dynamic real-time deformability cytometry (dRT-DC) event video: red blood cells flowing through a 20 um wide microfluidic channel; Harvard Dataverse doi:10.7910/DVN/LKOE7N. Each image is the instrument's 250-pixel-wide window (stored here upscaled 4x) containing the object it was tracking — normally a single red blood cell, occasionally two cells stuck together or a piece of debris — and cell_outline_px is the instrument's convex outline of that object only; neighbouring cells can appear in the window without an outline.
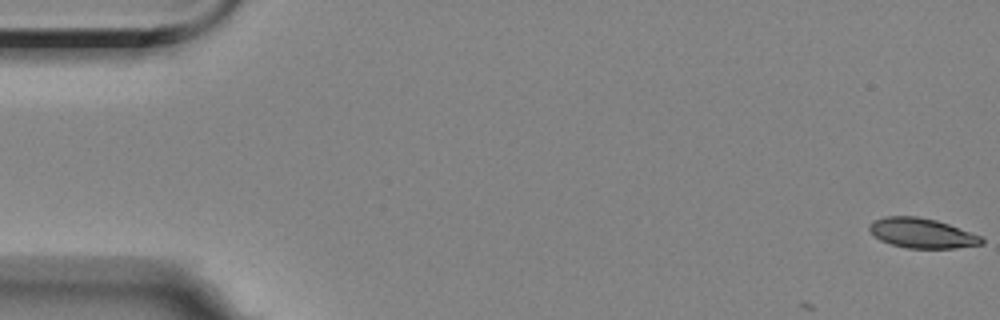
{"species": "Egyptian fruit bat (a non-hibernating species)", "species_latin": "Rousettus aegyptiacus", "temperature_condition": "room temperature", "stored_images_in_passage": 5, "camera_frame_rate_fps": 3000, "um_per_image_px": 0.085, "animal": {"sex": "female"}, "frame": {"image": 1, "passage_image": 1, "time_ms": 0.0, "image_size_px": [1000, 320], "cell_outline_px": [[984, 244], [956, 248], [908, 248], [892, 244], [880, 240], [868, 228], [868, 224], [872, 220], [884, 216], [916, 216], [936, 220], [984, 236]], "centroid_in_image_um": [78.39, 19.81], "position_along_channel_um": 6.6, "area_um2": 19.65}}
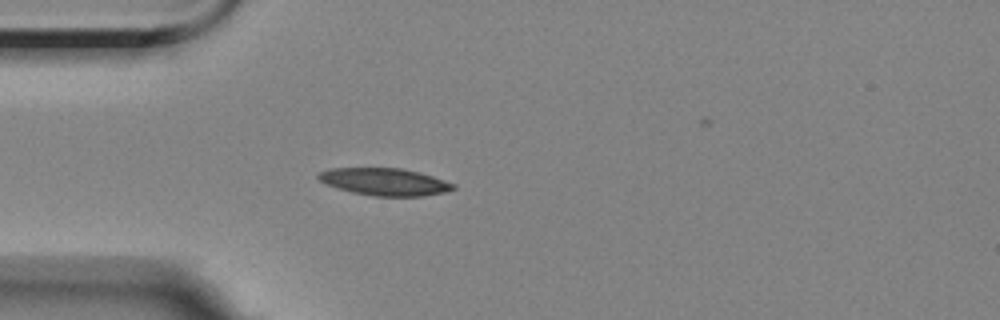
{"frame": {"image": 2, "passage_image": 5, "time_ms": 5.0, "image_size_px": [1000, 320], "cell_outline_px": [[456, 188], [444, 192], [424, 196], [376, 196], [352, 192], [328, 184], [320, 180], [316, 176], [320, 172], [332, 168], [404, 168], [420, 172], [456, 184]], "centroid_in_image_um": [32.75, 15.44], "position_along_channel_um": 52.3, "area_um2": 21.27}}